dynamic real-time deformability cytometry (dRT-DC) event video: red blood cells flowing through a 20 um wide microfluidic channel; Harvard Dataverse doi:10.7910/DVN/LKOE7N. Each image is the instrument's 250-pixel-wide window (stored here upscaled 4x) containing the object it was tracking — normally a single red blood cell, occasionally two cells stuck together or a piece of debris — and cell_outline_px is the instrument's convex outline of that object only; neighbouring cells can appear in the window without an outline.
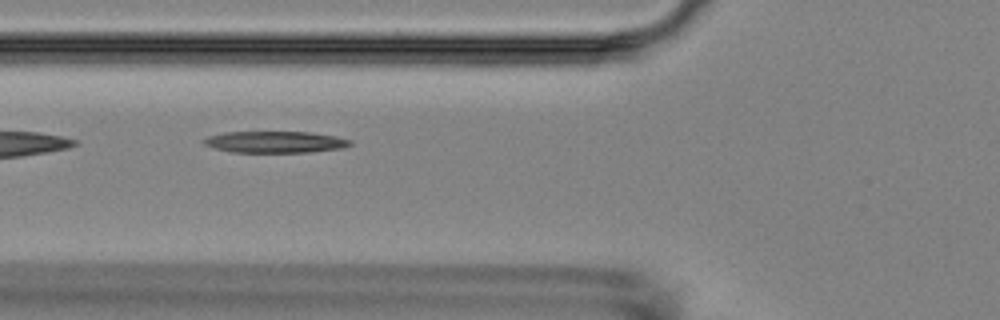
{"species": "Egyptian fruit bat (a non-hibernating species)", "species_latin": "Rousettus aegyptiacus", "temperature_condition": "room temperature", "stored_images_in_passage": 7, "camera_frame_rate_fps": 3000, "um_per_image_px": 0.085, "animal": {"sex": "female"}, "frame": {"image": 1, "passage_image": 6, "time_ms": 6.667, "image_size_px": [1000, 320], "cell_outline_px": [[352, 144], [344, 148], [308, 152], [232, 152], [216, 148], [204, 144], [204, 140], [208, 136], [224, 132], [308, 132], [336, 136], [352, 140]], "centroid_in_image_um": [23.43, 12.07], "position_along_channel_um": 102.4, "area_um2": 18.26}}